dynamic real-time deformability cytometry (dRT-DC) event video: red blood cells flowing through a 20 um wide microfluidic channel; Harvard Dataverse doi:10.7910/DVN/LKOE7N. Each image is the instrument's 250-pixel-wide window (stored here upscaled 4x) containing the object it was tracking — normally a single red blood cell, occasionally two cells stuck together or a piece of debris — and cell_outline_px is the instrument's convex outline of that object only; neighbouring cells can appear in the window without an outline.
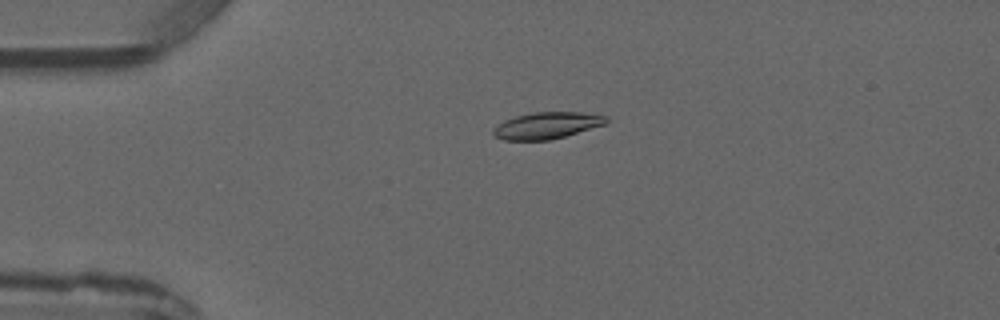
{"species": "common noctule bat (a hibernating species)", "species_latin": "Nyctalus noctula", "temperature_condition": "warm", "stored_images_in_passage": 1, "camera_frame_rate_fps": 3000, "um_per_image_px": 0.085, "animal": {"sex": "male", "forearm_length_mm": 52.5}, "frame": {"image": 1, "passage_image": 1, "time_ms": 0.0, "image_size_px": [1000, 320], "cell_outline_px": [[608, 120], [604, 124], [564, 136], [548, 140], [504, 140], [496, 136], [492, 132], [492, 128], [504, 120], [516, 116], [532, 112], [580, 112], [608, 116]], "centroid_in_image_um": [46.44, 10.65], "position_along_channel_um": 38.6, "area_um2": 17.34}}